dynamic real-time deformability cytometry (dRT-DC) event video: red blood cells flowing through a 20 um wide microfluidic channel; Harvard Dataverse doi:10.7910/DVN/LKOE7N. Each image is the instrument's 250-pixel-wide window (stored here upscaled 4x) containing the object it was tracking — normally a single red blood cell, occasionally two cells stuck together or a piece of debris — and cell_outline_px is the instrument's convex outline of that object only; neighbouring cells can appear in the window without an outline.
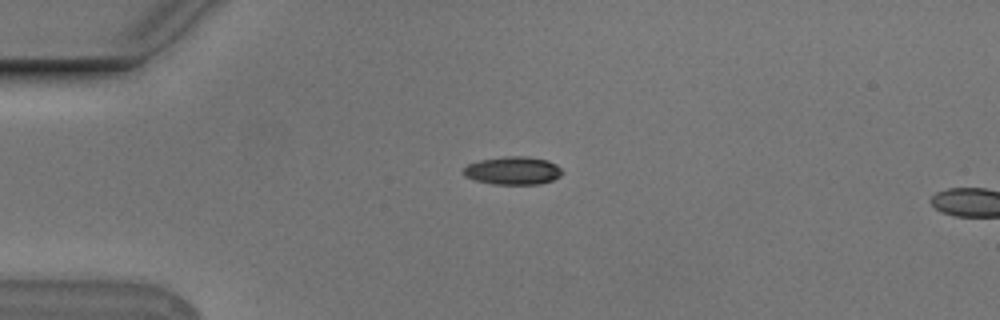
{"species": "Egyptian fruit bat (a non-hibernating species)", "species_latin": "Rousettus aegyptiacus", "temperature_condition": "cold", "stored_images_in_passage": 4, "camera_frame_rate_fps": 3000, "um_per_image_px": 0.085, "animal": {"sex": "male"}, "frame": {"image": 1, "passage_image": 1, "time_ms": 0.0, "image_size_px": [1000, 320], "cell_outline_px": [[564, 172], [560, 176], [552, 180], [540, 184], [492, 184], [476, 180], [464, 176], [464, 168], [468, 164], [480, 160], [504, 156], [524, 156], [548, 160], [556, 164]], "centroid_in_image_um": [43.62, 14.5], "position_along_channel_um": 41.4, "area_um2": 16.13}}